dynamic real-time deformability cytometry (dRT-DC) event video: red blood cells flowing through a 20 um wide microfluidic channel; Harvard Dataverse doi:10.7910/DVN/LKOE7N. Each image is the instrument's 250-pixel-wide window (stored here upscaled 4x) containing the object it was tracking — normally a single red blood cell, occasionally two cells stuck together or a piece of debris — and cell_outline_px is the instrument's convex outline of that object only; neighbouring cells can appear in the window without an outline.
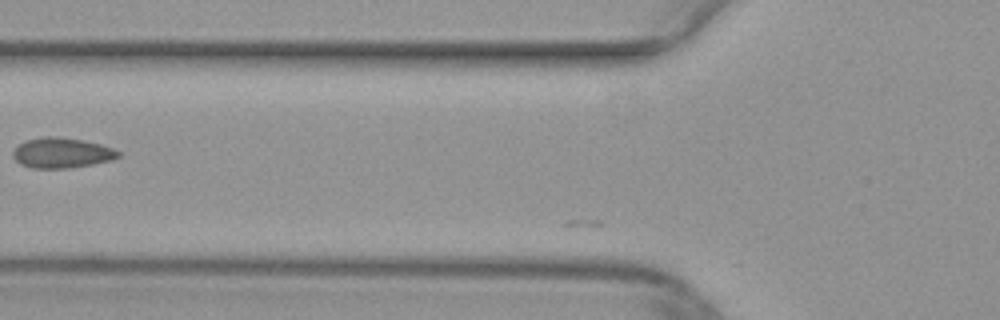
{"species": "common noctule bat (a hibernating species)", "species_latin": "Nyctalus noctula", "temperature_condition": "warm", "stored_images_in_passage": 4, "camera_frame_rate_fps": 3000, "um_per_image_px": 0.085, "animal": {"sex": "female", "body_mass_g": 29.2, "forearm_length_mm": 56.3}, "frame": {"image": 1, "passage_image": 2, "time_ms": 0.333, "image_size_px": [1000, 320], "cell_outline_px": [[120, 156], [112, 160], [92, 164], [68, 168], [32, 168], [20, 164], [12, 156], [12, 152], [20, 144], [28, 140], [44, 136], [56, 136], [84, 140], [100, 144], [112, 148], [120, 152]], "centroid_in_image_um": [5.25, 12.99], "position_along_channel_um": 120.5, "area_um2": 18.5}}